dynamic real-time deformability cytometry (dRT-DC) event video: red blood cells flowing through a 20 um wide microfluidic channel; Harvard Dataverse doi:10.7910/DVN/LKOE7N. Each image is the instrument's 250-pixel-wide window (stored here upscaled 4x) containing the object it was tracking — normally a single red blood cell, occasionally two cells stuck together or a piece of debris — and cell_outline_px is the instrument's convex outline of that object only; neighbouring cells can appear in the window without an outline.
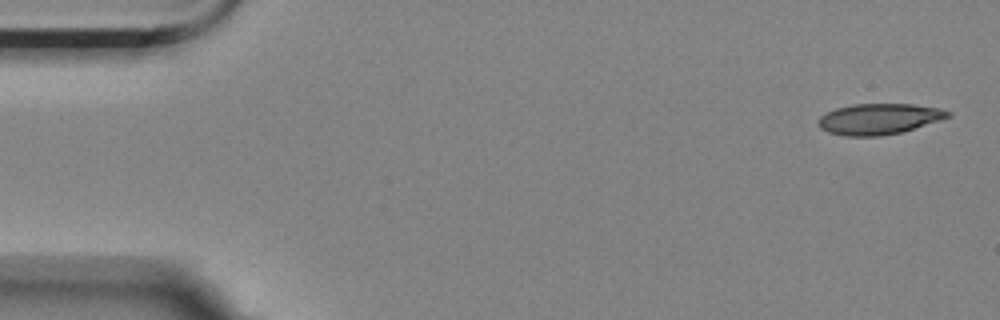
{"species": "Egyptian fruit bat (a non-hibernating species)", "species_latin": "Rousettus aegyptiacus", "temperature_condition": "room temperature", "stored_images_in_passage": 4, "camera_frame_rate_fps": 3000, "um_per_image_px": 0.085, "animal": {"sex": "female"}, "frame": {"image": 1, "passage_image": 1, "time_ms": 0.0, "image_size_px": [1000, 320], "cell_outline_px": [[952, 116], [940, 120], [900, 132], [880, 136], [844, 136], [828, 132], [820, 128], [816, 124], [820, 116], [836, 108], [852, 104], [912, 104], [940, 108], [952, 112]], "centroid_in_image_um": [74.7, 10.11], "position_along_channel_um": 10.3, "area_um2": 23.29}}
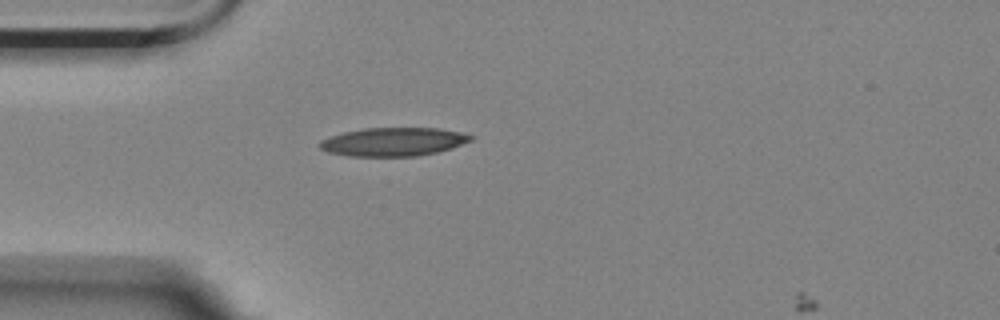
{"frame": {"image": 2, "passage_image": 4, "time_ms": 1.0, "image_size_px": [1000, 320], "cell_outline_px": [[472, 140], [452, 148], [436, 152], [416, 156], [348, 156], [328, 152], [320, 148], [320, 140], [344, 132], [364, 128], [440, 128], [460, 132], [472, 136]], "centroid_in_image_um": [33.44, 12.05], "position_along_channel_um": 51.6, "area_um2": 24.91}}